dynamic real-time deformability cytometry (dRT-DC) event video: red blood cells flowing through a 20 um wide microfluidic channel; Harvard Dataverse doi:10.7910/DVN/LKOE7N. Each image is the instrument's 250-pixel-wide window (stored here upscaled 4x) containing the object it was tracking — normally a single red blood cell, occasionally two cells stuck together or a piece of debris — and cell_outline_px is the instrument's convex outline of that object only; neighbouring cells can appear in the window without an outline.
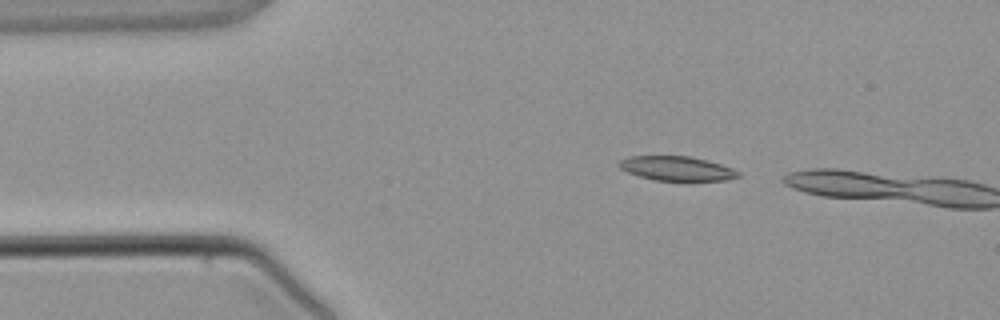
{"species": "common noctule bat (a hibernating species)", "species_latin": "Nyctalus noctula", "temperature_condition": "warm", "stored_images_in_passage": 2, "camera_frame_rate_fps": 3000, "um_per_image_px": 0.085, "animal": {"sex": "male", "body_mass_g": 21.5, "forearm_length_mm": 52.0}, "frame": {"image": 1, "passage_image": 1, "time_ms": 0.0, "image_size_px": [1000, 320], "cell_outline_px": [[740, 176], [728, 180], [652, 180], [628, 172], [620, 168], [616, 164], [620, 160], [628, 156], [692, 156], [708, 160], [732, 168], [740, 172]], "centroid_in_image_um": [57.52, 14.31], "position_along_channel_um": 27.5, "area_um2": 16.94}}